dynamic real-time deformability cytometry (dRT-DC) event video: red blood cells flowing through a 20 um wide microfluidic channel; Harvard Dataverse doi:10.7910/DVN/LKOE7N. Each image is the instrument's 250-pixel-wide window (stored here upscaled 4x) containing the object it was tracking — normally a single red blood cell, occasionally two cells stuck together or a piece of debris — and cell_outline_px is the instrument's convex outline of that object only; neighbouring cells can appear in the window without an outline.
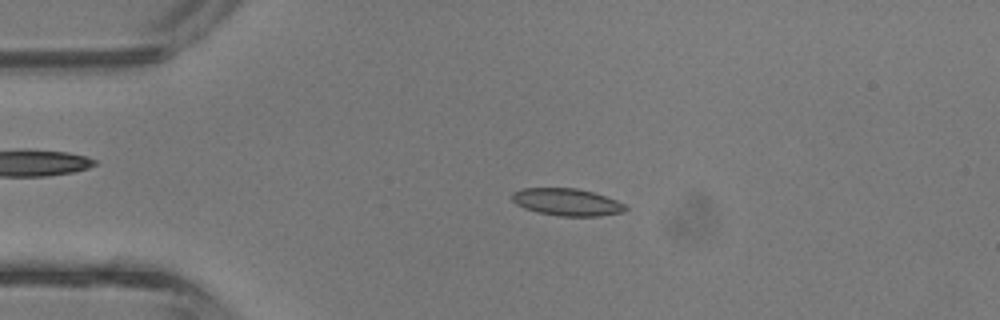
{"species": "common noctule bat (a hibernating species)", "species_latin": "Nyctalus noctula", "temperature_condition": "room temperature", "stored_images_in_passage": 3, "camera_frame_rate_fps": 3000, "um_per_image_px": 0.085, "animal": {"sex": "male", "body_mass_g": 13.3}, "frame": {"image": 1, "passage_image": 2, "time_ms": 0.333, "image_size_px": [1000, 320], "cell_outline_px": [[628, 208], [620, 212], [600, 216], [560, 216], [536, 212], [524, 208], [516, 204], [512, 200], [512, 192], [524, 188], [576, 188], [592, 192], [616, 200], [624, 204]], "centroid_in_image_um": [48.15, 17.18], "position_along_channel_um": 36.9, "area_um2": 17.86}}
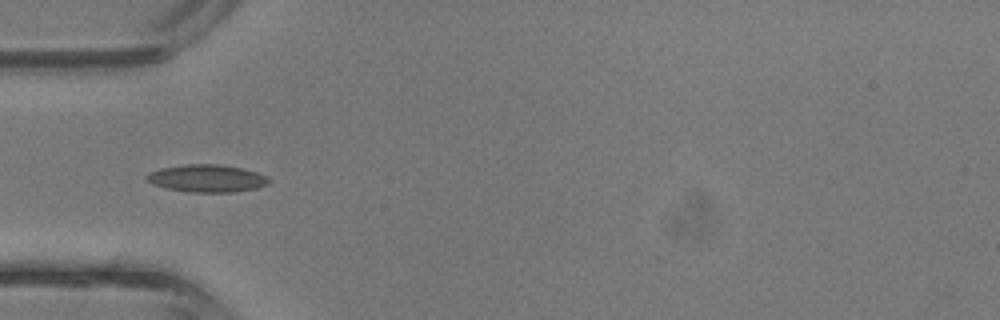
{"frame": {"image": 2, "passage_image": 3, "time_ms": 0.667, "image_size_px": [1000, 320], "cell_outline_px": [[272, 180], [268, 184], [256, 188], [232, 192], [192, 192], [164, 188], [152, 184], [144, 180], [144, 176], [148, 172], [160, 168], [184, 164], [220, 164], [240, 168], [256, 172], [268, 176]], "centroid_in_image_um": [17.54, 15.15], "position_along_channel_um": 67.5, "area_um2": 19.83}}